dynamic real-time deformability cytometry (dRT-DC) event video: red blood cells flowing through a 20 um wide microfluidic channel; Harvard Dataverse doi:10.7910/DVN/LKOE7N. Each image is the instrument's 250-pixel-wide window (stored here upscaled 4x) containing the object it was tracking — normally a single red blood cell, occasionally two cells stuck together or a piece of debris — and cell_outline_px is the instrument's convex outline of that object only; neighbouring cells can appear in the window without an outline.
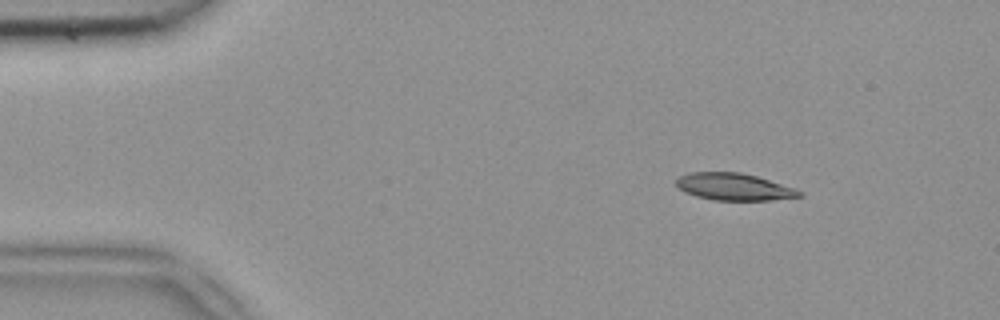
{"species": "common noctule bat (a hibernating species)", "species_latin": "Nyctalus noctula", "temperature_condition": "room temperature", "stored_images_in_passage": 44, "camera_frame_rate_fps": 3000, "um_per_image_px": 0.085, "animal": {"sex": "female", "body_mass_g": 18.4}, "frame": {"image": 1, "passage_image": 1, "time_ms": 0.0, "image_size_px": [1000, 320], "cell_outline_px": [[804, 196], [772, 200], [712, 200], [696, 196], [684, 192], [676, 184], [676, 180], [680, 176], [688, 172], [740, 172], [756, 176], [796, 188], [804, 192]], "centroid_in_image_um": [62.42, 15.88], "position_along_channel_um": 22.6, "area_um2": 19.54}}
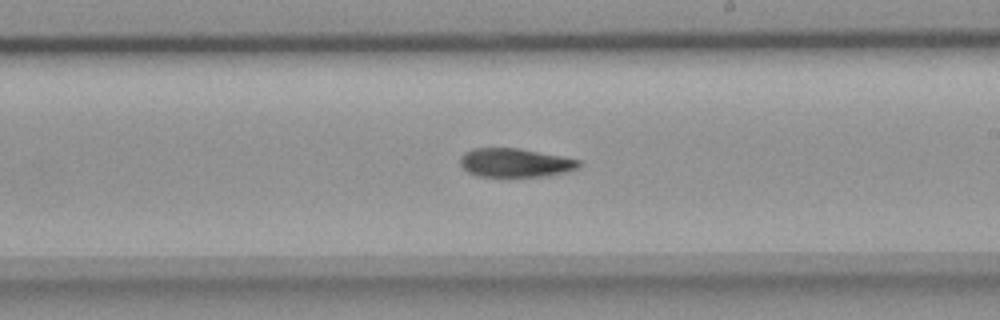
{"frame": {"image": 2, "passage_image": 23, "time_ms": 7.333, "image_size_px": [1000, 320], "cell_outline_px": [[580, 168], [548, 176], [480, 176], [468, 172], [460, 164], [460, 156], [464, 152], [472, 148], [520, 148], [580, 160]], "centroid_in_image_um": [43.78, 13.82], "position_along_channel_um": 245.2, "area_um2": 19.83}}
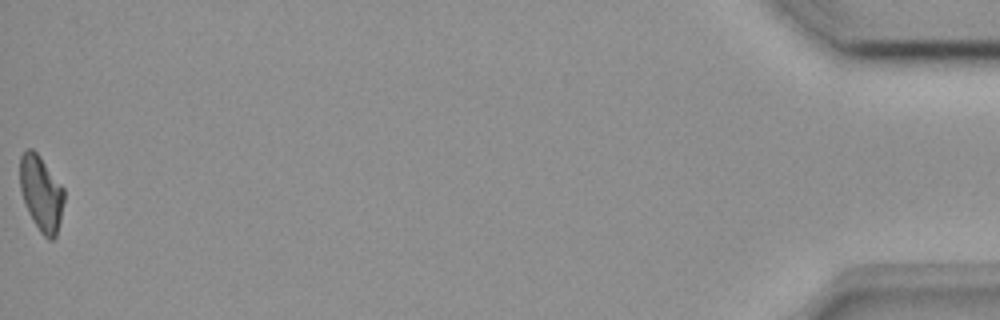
{"frame": {"image": 3, "passage_image": 44, "time_ms": 14.333, "image_size_px": [1000, 320], "cell_outline_px": [[64, 200], [60, 220], [56, 236], [52, 240], [48, 240], [40, 232], [28, 212], [20, 188], [20, 156], [28, 148], [32, 148], [40, 156], [64, 188]], "centroid_in_image_um": [3.51, 16.43], "position_along_channel_um": 431.7, "area_um2": 19.25}}